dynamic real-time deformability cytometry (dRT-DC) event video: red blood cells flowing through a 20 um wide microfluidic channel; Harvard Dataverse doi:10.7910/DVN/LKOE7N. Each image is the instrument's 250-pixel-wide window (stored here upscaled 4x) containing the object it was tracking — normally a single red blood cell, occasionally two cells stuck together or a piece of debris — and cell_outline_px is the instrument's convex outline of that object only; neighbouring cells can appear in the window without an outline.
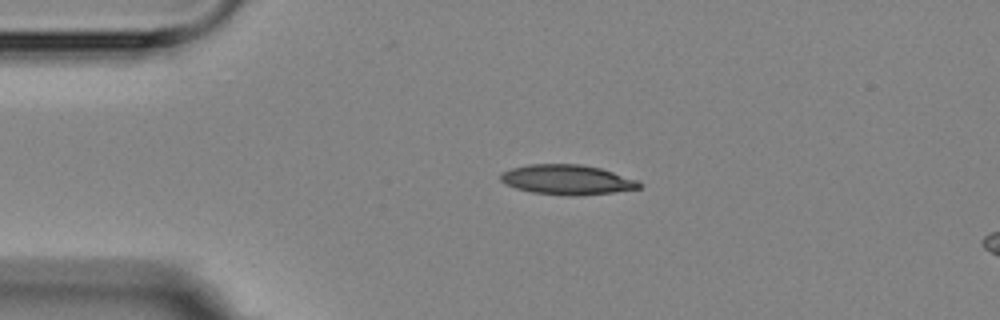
{"species": "Egyptian fruit bat (a non-hibernating species)", "species_latin": "Rousettus aegyptiacus", "temperature_condition": "room temperature", "stored_images_in_passage": 5, "segment_of_instrument_passage": [1, 2], "camera_frame_rate_fps": 3000, "um_per_image_px": 0.085, "animal": {"sex": "female"}, "frame": {"image": 1, "passage_image": 3, "time_ms": 2.333, "image_size_px": [1000, 320], "cell_outline_px": [[644, 184], [640, 188], [612, 192], [532, 192], [516, 188], [504, 184], [500, 180], [500, 176], [504, 172], [512, 168], [528, 164], [580, 164], [600, 168], [636, 180]], "centroid_in_image_um": [48.16, 15.21], "position_along_channel_um": 36.8, "area_um2": 22.72}}